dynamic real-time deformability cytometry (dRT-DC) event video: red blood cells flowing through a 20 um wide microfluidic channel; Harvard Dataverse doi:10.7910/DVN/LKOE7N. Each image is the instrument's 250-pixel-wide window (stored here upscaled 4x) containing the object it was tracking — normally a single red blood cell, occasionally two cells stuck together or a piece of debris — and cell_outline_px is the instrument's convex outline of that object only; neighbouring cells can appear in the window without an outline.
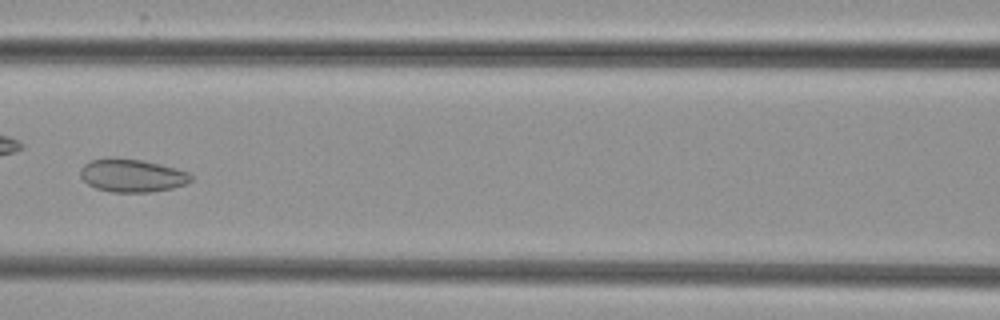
{"species": "common noctule bat (a hibernating species)", "species_latin": "Nyctalus noctula", "temperature_condition": "cold", "stored_images_in_passage": 7, "camera_frame_rate_fps": 3000, "um_per_image_px": 0.085, "animal": {"sex": "female", "body_mass_g": 29.2, "forearm_length_mm": 56.3}, "frame": {"image": 1, "passage_image": 6, "time_ms": 6.0, "image_size_px": [1000, 320], "cell_outline_px": [[192, 180], [188, 184], [172, 188], [152, 192], [112, 192], [96, 188], [88, 184], [80, 176], [80, 168], [84, 164], [92, 160], [112, 156], [116, 156], [144, 160], [176, 168], [188, 172], [192, 176]], "centroid_in_image_um": [11.23, 14.9], "position_along_channel_um": 155.4, "area_um2": 21.68}}
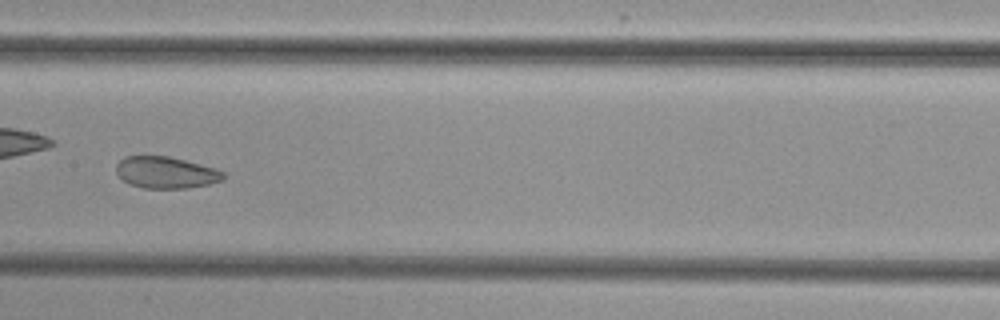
{"frame": {"image": 2, "passage_image": 7, "time_ms": 7.0, "image_size_px": [1000, 320], "cell_outline_px": [[224, 180], [208, 184], [188, 188], [144, 188], [128, 184], [116, 172], [116, 164], [124, 156], [168, 156], [216, 168], [224, 172]], "centroid_in_image_um": [14.1, 14.66], "position_along_channel_um": 193.3, "area_um2": 19.77}}